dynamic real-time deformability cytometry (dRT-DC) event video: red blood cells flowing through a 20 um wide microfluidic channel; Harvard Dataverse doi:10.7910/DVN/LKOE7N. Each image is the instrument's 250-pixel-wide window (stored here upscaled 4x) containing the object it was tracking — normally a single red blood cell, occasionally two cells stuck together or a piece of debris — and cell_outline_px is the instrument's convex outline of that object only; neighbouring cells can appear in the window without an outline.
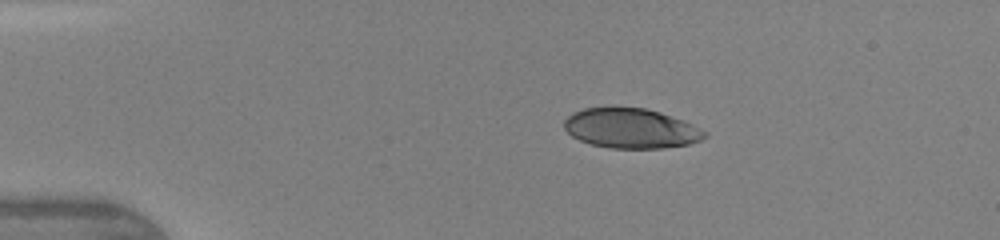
{"species": "human", "species_latin": "Homo sapiens", "temperature_condition": "warm", "stored_images_in_passage": 38, "camera_frame_rate_fps": 3000, "um_per_image_px": 0.085, "donor": {"sex": "female"}, "frame": {"image": 1, "passage_image": 1, "time_ms": 0.0, "image_size_px": [1000, 240], "cell_outline_px": [[708, 136], [700, 140], [688, 144], [664, 148], [608, 148], [592, 144], [580, 140], [572, 136], [564, 128], [564, 120], [572, 112], [584, 108], [612, 104], [644, 108], [660, 112], [692, 124], [708, 132]], "centroid_in_image_um": [53.59, 10.87], "position_along_channel_um": 31.4, "area_um2": 33.29}}
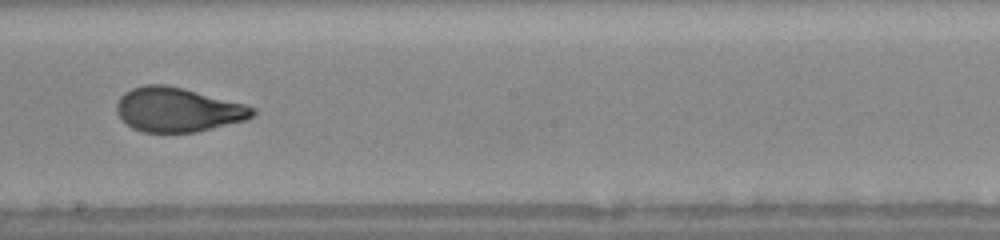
{"frame": {"image": 2, "passage_image": 19, "time_ms": 6.0, "image_size_px": [1000, 240], "cell_outline_px": [[256, 112], [248, 120], [196, 132], [140, 132], [132, 128], [116, 112], [116, 104], [120, 96], [124, 92], [132, 88], [144, 84], [164, 84], [184, 88], [244, 104], [256, 108]], "centroid_in_image_um": [15.11, 9.32], "position_along_channel_um": 233.1, "area_um2": 35.2}}
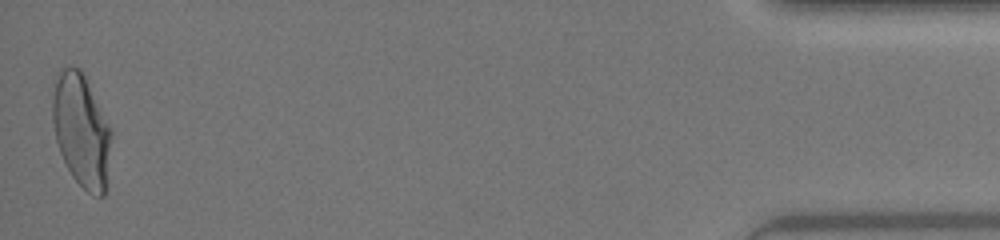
{"frame": {"image": 3, "passage_image": 38, "time_ms": 12.333, "image_size_px": [1000, 240], "cell_outline_px": [[112, 136], [104, 196], [92, 196], [72, 176], [60, 152], [56, 140], [52, 120], [52, 96], [56, 80], [60, 68], [68, 64], [80, 68], [112, 132]], "centroid_in_image_um": [6.9, 11.07], "position_along_channel_um": 428.3, "area_um2": 38.32}, "authors_computed_cell_mechanics": {"area_um2": 35.4892, "velocity_mm_per_s": 4.3627, "shape_relaxation_time_tau1_ms": 3.8439, "shape_relaxation_time_tau2_ms": null, "deformation_change_tau1": 0.1824, "deformation_change_tau2": null}}